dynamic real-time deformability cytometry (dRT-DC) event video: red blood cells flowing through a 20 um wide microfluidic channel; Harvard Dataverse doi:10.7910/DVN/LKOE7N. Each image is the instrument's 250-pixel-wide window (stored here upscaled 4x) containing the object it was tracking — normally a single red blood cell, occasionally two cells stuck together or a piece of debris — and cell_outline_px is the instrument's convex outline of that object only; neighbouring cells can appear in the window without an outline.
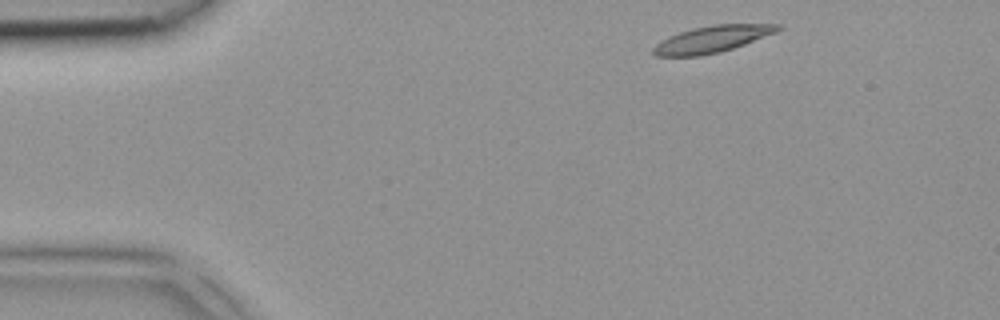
{"species": "common noctule bat (a hibernating species)", "species_latin": "Nyctalus noctula", "temperature_condition": "room temperature", "stored_images_in_passage": 1, "camera_frame_rate_fps": 3000, "um_per_image_px": 0.085, "animal": {"sex": "female", "body_mass_g": 18.4}, "frame": {"image": 1, "passage_image": 1, "time_ms": 0.0, "image_size_px": [1000, 320], "cell_outline_px": [[784, 28], [776, 32], [744, 44], [720, 52], [700, 56], [656, 56], [652, 52], [652, 48], [656, 44], [668, 36], [692, 28], [712, 24], [780, 24]], "centroid_in_image_um": [60.52, 3.32], "position_along_channel_um": 24.5, "area_um2": 19.36}}